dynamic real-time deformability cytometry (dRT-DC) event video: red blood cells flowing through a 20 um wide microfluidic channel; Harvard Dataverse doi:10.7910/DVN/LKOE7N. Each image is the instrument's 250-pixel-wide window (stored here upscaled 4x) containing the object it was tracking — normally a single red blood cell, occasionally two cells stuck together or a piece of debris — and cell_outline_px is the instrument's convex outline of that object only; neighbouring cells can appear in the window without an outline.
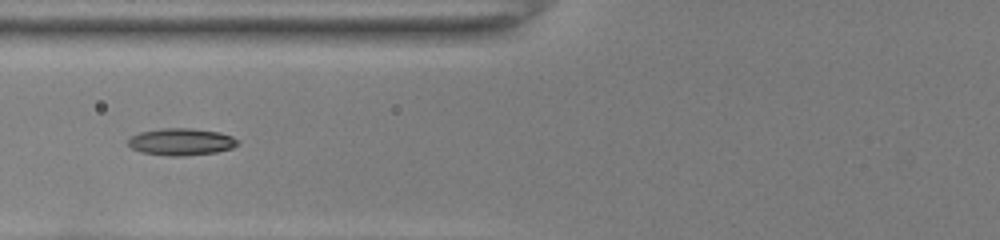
{"species": "common noctule bat (a hibernating species)", "species_latin": "Nyctalus noctula", "temperature_condition": "room temperature", "stored_images_in_passage": 35, "segment_of_instrument_passage": [1, 2], "camera_frame_rate_fps": 3000, "um_per_image_px": 0.085, "animal": {"sex": "female", "body_mass_g": 22.0, "forearm_length_mm": 56.7}, "frame": {"image": 1, "passage_image": 5, "time_ms": 1.333, "image_size_px": [1000, 240], "cell_outline_px": [[240, 144], [232, 148], [216, 152], [184, 156], [168, 156], [140, 152], [132, 148], [128, 144], [128, 140], [132, 136], [140, 132], [160, 128], [192, 128], [220, 132], [232, 136], [240, 140]], "centroid_in_image_um": [15.44, 12.05], "position_along_channel_um": 110.4, "area_um2": 17.46}}
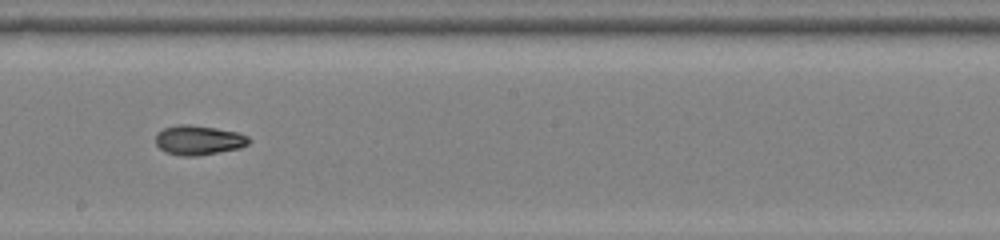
{"frame": {"image": 2, "passage_image": 14, "time_ms": 4.333, "image_size_px": [1000, 240], "cell_outline_px": [[252, 140], [248, 144], [240, 148], [196, 156], [180, 156], [164, 152], [156, 144], [156, 136], [164, 128], [180, 124], [188, 124], [216, 128], [240, 132], [248, 136]], "centroid_in_image_um": [16.91, 11.91], "position_along_channel_um": 231.3, "area_um2": 16.13}}
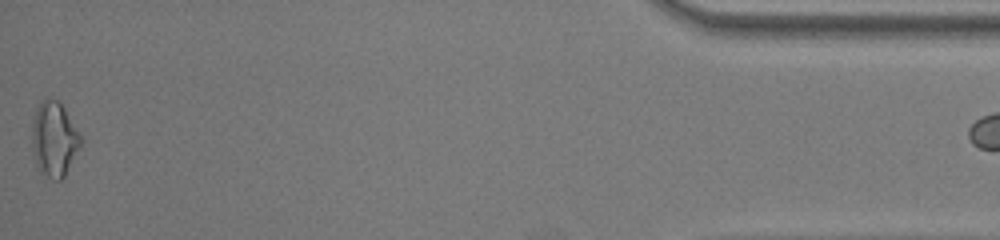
{"frame": {"image": 3, "passage_image": 34, "time_ms": 11.0, "image_size_px": [1000, 240], "cell_outline_px": [[80, 144], [64, 176], [60, 180], [56, 180], [40, 172], [36, 164], [32, 148], [32, 120], [36, 108], [40, 100], [48, 96], [56, 100], [64, 108], [80, 136]], "centroid_in_image_um": [4.55, 11.78], "position_along_channel_um": 430.7, "area_um2": 20.81}}